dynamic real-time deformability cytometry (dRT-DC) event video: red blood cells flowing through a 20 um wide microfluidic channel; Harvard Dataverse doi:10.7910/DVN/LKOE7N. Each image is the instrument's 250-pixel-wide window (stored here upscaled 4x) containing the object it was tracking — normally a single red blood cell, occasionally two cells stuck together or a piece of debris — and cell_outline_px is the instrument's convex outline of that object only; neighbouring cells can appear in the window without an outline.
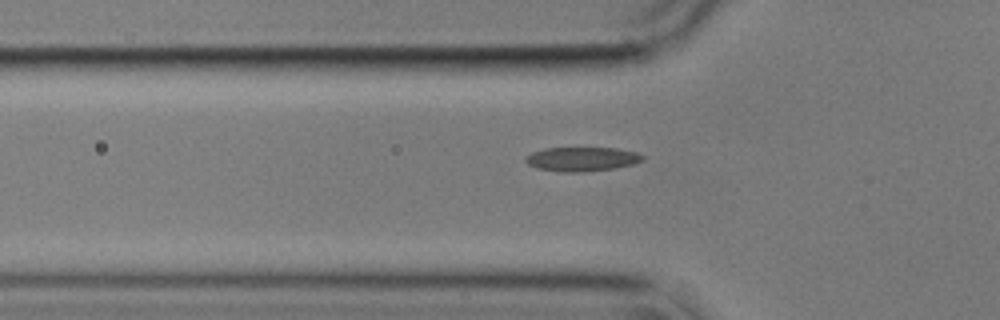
{"species": "common noctule bat (a hibernating species)", "species_latin": "Nyctalus noctula", "temperature_condition": "cold", "stored_images_in_passage": 41, "segment_of_instrument_passage": [1, 2], "camera_frame_rate_fps": 3000, "um_per_image_px": 0.085, "animal": {"sex": "male", "body_mass_g": 17.9}, "frame": {"image": 1, "passage_image": 2, "time_ms": 0.333, "image_size_px": [1000, 320], "cell_outline_px": [[644, 160], [632, 164], [616, 168], [584, 172], [560, 172], [536, 168], [528, 164], [524, 160], [524, 156], [532, 152], [544, 148], [616, 148], [636, 152], [644, 156]], "centroid_in_image_um": [49.43, 13.52], "position_along_channel_um": 76.4, "area_um2": 16.65}}
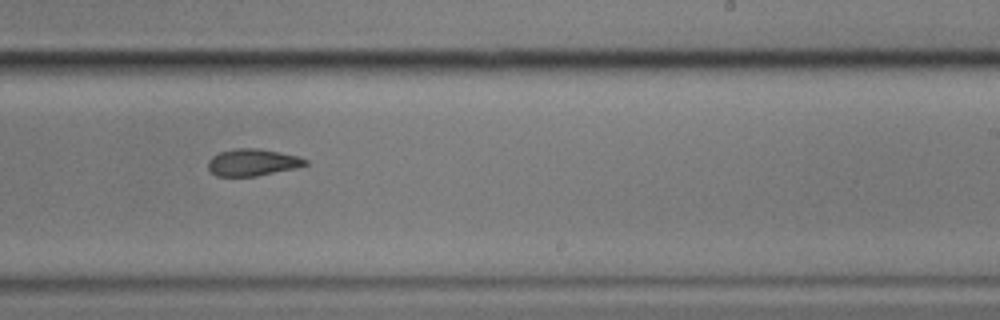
{"frame": {"image": 2, "passage_image": 18, "time_ms": 5.667, "image_size_px": [1000, 320], "cell_outline_px": [[308, 164], [296, 168], [256, 176], [216, 176], [208, 168], [208, 160], [212, 156], [220, 152], [236, 148], [260, 148], [296, 156], [308, 160]], "centroid_in_image_um": [21.45, 13.8], "position_along_channel_um": 267.5, "area_um2": 15.2}}
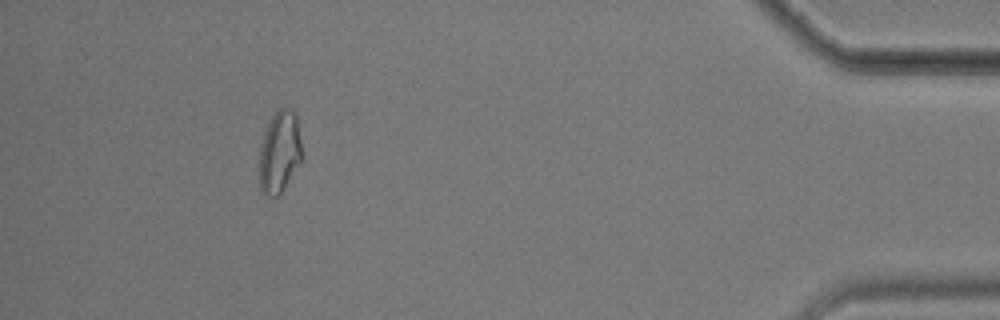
{"frame": {"image": 3, "passage_image": 35, "time_ms": 11.333, "image_size_px": [1000, 320], "cell_outline_px": [[304, 160], [280, 192], [276, 196], [264, 196], [260, 192], [260, 148], [264, 132], [272, 116], [280, 108], [288, 108], [296, 116]], "centroid_in_image_um": [23.78, 12.95], "position_along_channel_um": 411.4, "area_um2": 20.35}}